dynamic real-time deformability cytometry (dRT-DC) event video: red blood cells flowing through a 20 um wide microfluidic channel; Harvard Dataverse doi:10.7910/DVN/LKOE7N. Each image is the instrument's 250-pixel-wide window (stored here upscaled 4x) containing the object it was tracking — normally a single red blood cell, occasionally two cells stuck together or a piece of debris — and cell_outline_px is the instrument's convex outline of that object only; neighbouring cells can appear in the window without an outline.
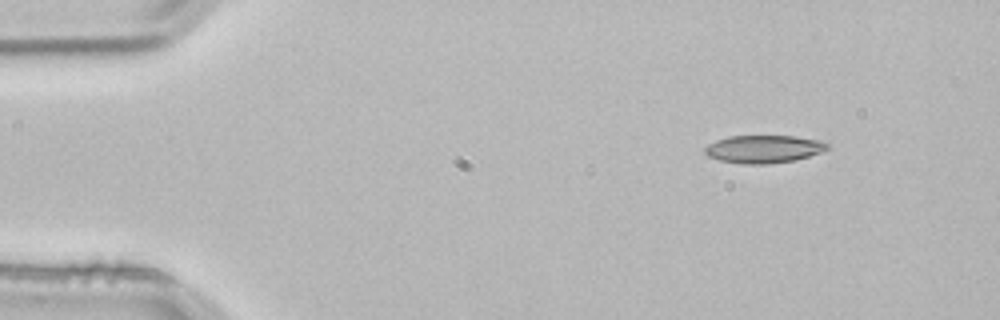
{"species": "common noctule bat (a hibernating species)", "species_latin": "Nyctalus noctula", "temperature_condition": "room temperature", "stored_images_in_passage": 4, "segment_of_instrument_passage": [2, 2], "camera_frame_rate_fps": 3000, "um_per_image_px": 0.085, "animal": {"sex": "male", "body_mass_g": 21.5, "forearm_length_mm": 52.0}, "frame": {"image": 1, "passage_image": 4, "time_ms": 1.0, "image_size_px": [1000, 320], "cell_outline_px": [[828, 148], [820, 152], [808, 156], [792, 160], [768, 164], [744, 164], [720, 160], [708, 156], [704, 152], [704, 148], [708, 144], [716, 140], [728, 136], [796, 136], [820, 140], [828, 144]], "centroid_in_image_um": [64.88, 12.66], "position_along_channel_um": 20.1, "area_um2": 19.71}}